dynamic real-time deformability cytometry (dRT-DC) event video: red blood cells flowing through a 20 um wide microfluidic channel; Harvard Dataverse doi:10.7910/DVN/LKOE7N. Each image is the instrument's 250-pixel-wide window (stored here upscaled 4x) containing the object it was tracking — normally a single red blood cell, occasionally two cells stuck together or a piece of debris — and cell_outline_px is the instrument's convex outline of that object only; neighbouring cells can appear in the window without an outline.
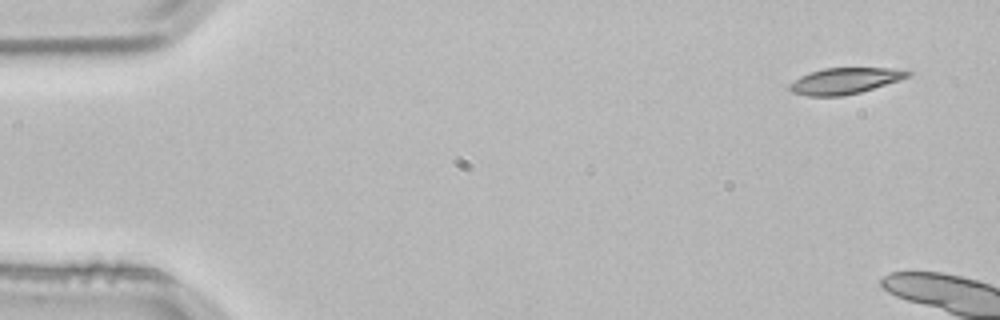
{"species": "common noctule bat (a hibernating species)", "species_latin": "Nyctalus noctula", "temperature_condition": "room temperature", "stored_images_in_passage": 4, "camera_frame_rate_fps": 3000, "um_per_image_px": 0.085, "animal": {"sex": "male", "body_mass_g": 21.5, "forearm_length_mm": 52.0}, "frame": {"image": 1, "passage_image": 1, "time_ms": 0.0, "image_size_px": [1000, 320], "cell_outline_px": [[912, 72], [908, 76], [860, 92], [840, 96], [808, 96], [792, 92], [788, 88], [788, 84], [800, 76], [824, 68], [888, 68]], "centroid_in_image_um": [71.71, 6.87], "position_along_channel_um": 13.3, "area_um2": 17.51}}